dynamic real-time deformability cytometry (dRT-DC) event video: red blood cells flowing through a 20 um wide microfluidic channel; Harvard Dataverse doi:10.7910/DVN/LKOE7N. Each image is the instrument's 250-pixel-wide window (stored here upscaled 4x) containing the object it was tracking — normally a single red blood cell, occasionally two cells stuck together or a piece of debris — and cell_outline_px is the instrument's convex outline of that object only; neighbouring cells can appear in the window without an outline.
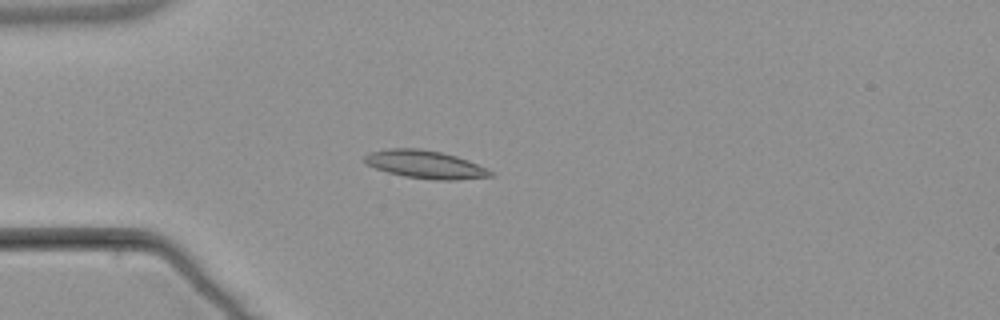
{"species": "common noctule bat (a hibernating species)", "species_latin": "Nyctalus noctula", "temperature_condition": "warm", "stored_images_in_passage": 5, "camera_frame_rate_fps": 3000, "um_per_image_px": 0.085, "animal": {"sex": "male", "body_mass_g": 21.5, "forearm_length_mm": 52.0}, "frame": {"image": 1, "passage_image": 5, "time_ms": 4.667, "image_size_px": [1000, 320], "cell_outline_px": [[496, 176], [456, 180], [436, 180], [404, 176], [388, 172], [376, 168], [368, 164], [364, 160], [364, 156], [372, 152], [388, 148], [420, 148], [440, 152], [456, 156], [468, 160], [492, 172]], "centroid_in_image_um": [36.16, 13.98], "position_along_channel_um": 48.8, "area_um2": 20.29}}